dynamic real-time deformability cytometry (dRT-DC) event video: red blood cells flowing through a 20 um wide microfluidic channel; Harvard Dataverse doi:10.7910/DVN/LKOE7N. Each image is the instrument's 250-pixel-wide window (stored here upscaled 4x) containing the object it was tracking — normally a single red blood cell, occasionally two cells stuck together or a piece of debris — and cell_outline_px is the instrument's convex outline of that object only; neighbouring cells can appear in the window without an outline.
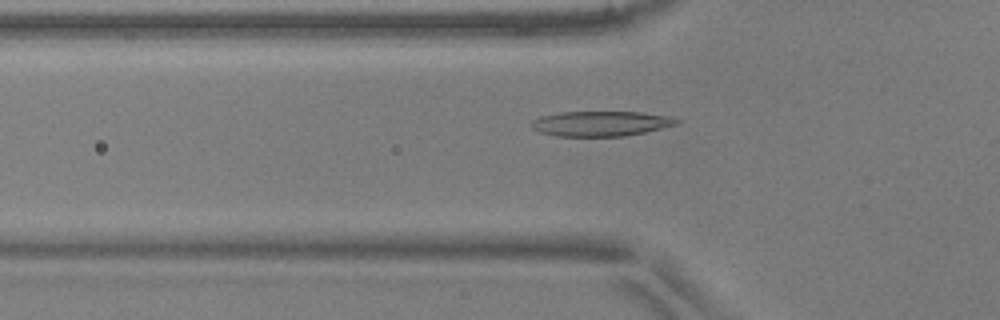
{"species": "common noctule bat (a hibernating species)", "species_latin": "Nyctalus noctula", "temperature_condition": "warm", "stored_images_in_passage": 42, "camera_frame_rate_fps": 3000, "um_per_image_px": 0.085, "animal": {"sex": "male", "body_mass_g": 17.9, "forearm_length_mm": 54.2}, "frame": {"image": 1, "passage_image": 8, "time_ms": 2.333, "image_size_px": [1000, 320], "cell_outline_px": [[680, 124], [644, 132], [624, 136], [556, 136], [540, 132], [532, 128], [532, 120], [540, 116], [560, 112], [640, 112], [668, 116], [680, 120]], "centroid_in_image_um": [51.07, 10.5], "position_along_channel_um": 74.7, "area_um2": 21.15}}
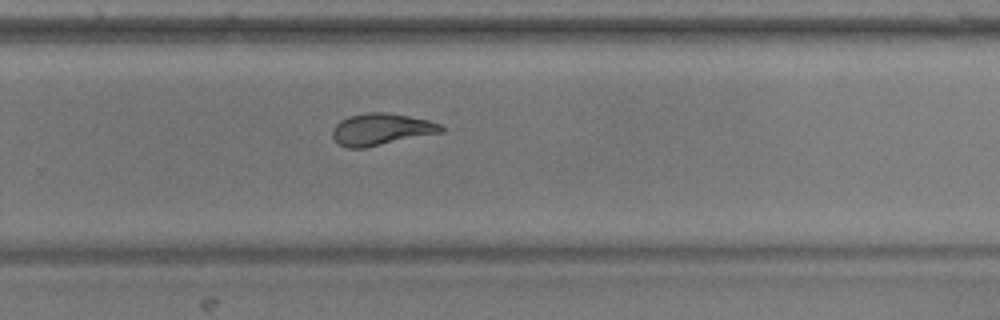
{"frame": {"image": 2, "passage_image": 25, "time_ms": 8.0, "image_size_px": [1000, 320], "cell_outline_px": [[444, 132], [364, 148], [348, 148], [340, 144], [332, 136], [332, 128], [340, 120], [348, 116], [364, 112], [388, 112], [428, 120], [440, 124], [444, 128]], "centroid_in_image_um": [32.4, 10.98], "position_along_channel_um": 297.4, "area_um2": 20.23}}
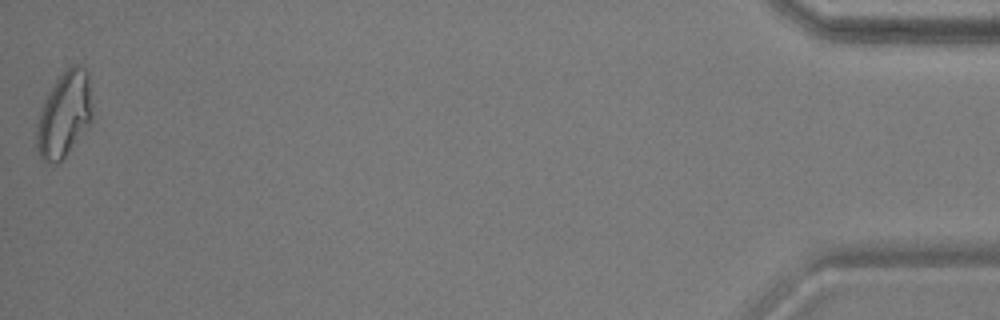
{"frame": {"image": 3, "passage_image": 42, "time_ms": 13.667, "image_size_px": [1000, 320], "cell_outline_px": [[92, 120], [64, 156], [56, 164], [48, 164], [40, 160], [36, 148], [36, 124], [40, 108], [48, 92], [56, 80], [72, 64], [80, 64], [88, 72], [92, 112]], "centroid_in_image_um": [5.42, 9.74], "position_along_channel_um": 429.8, "area_um2": 27.74}, "authors_computed_cell_mechanics": {"area_um2": 20.4323, "velocity_mm_per_s": 3.9124, "shape_relaxation_time_tau1_ms": 5.1711, "shape_relaxation_time_tau2_ms": 1.2002, "deformation_change_tau1": 0.2, "deformation_change_tau2": 0.0814}}